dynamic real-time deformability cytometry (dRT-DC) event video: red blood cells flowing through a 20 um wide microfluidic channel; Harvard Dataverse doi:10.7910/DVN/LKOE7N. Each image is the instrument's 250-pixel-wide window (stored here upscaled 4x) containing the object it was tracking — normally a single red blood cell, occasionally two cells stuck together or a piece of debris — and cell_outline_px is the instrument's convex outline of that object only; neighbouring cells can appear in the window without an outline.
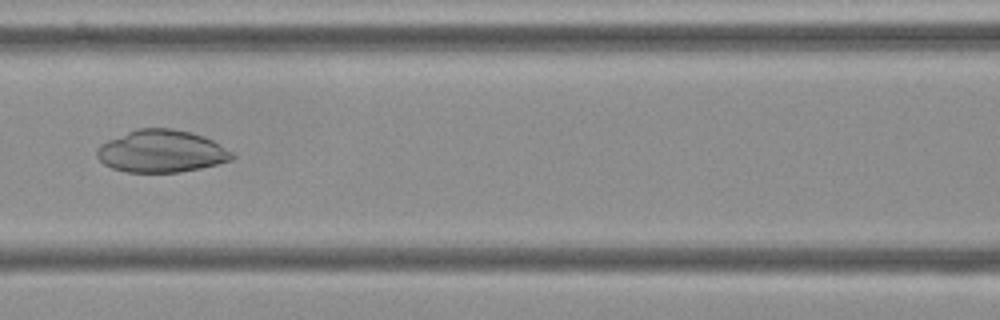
{"species": "Egyptian fruit bat (a non-hibernating species)", "species_latin": "Rousettus aegyptiacus", "temperature_condition": "cold", "stored_images_in_passage": 51, "camera_frame_rate_fps": 3000, "um_per_image_px": 0.085, "frame": {"image": 1, "passage_image": 20, "time_ms": 6.333, "image_size_px": [1000, 320], "cell_outline_px": [[236, 156], [232, 160], [200, 168], [180, 172], [128, 172], [112, 168], [104, 164], [96, 156], [96, 148], [100, 144], [108, 140], [136, 128], [172, 128], [192, 132], [204, 136], [212, 140], [232, 152]], "centroid_in_image_um": [13.71, 12.85], "position_along_channel_um": 152.9, "area_um2": 33.41}}
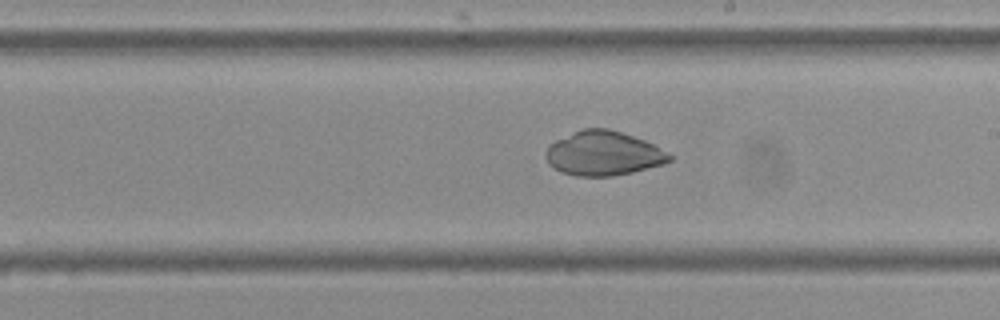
{"frame": {"image": 2, "passage_image": 27, "time_ms": 8.667, "image_size_px": [1000, 320], "cell_outline_px": [[672, 160], [664, 164], [632, 172], [612, 176], [576, 176], [560, 172], [548, 164], [544, 156], [548, 148], [556, 140], [580, 128], [608, 128], [644, 140], [652, 144], [672, 156]], "centroid_in_image_um": [51.25, 13.04], "position_along_channel_um": 237.7, "area_um2": 31.85}}
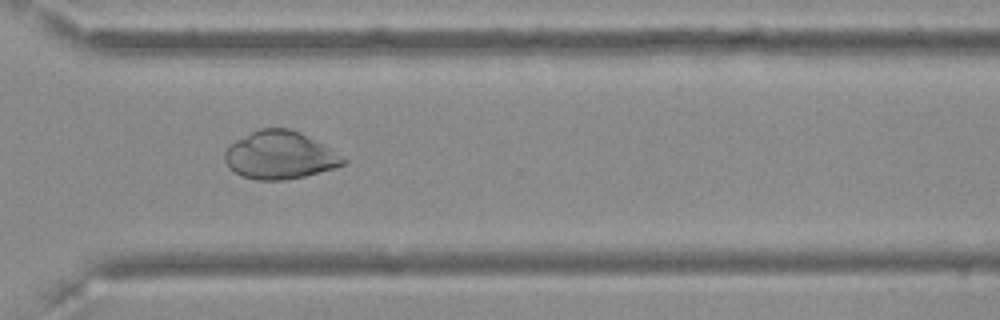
{"frame": {"image": 3, "passage_image": 36, "time_ms": 11.667, "image_size_px": [1000, 320], "cell_outline_px": [[348, 160], [344, 164], [332, 168], [304, 176], [284, 180], [256, 180], [240, 176], [228, 168], [224, 160], [224, 152], [236, 140], [260, 128], [292, 128], [300, 132], [328, 148]], "centroid_in_image_um": [23.73, 13.2], "position_along_channel_um": 346.9, "area_um2": 32.66}}